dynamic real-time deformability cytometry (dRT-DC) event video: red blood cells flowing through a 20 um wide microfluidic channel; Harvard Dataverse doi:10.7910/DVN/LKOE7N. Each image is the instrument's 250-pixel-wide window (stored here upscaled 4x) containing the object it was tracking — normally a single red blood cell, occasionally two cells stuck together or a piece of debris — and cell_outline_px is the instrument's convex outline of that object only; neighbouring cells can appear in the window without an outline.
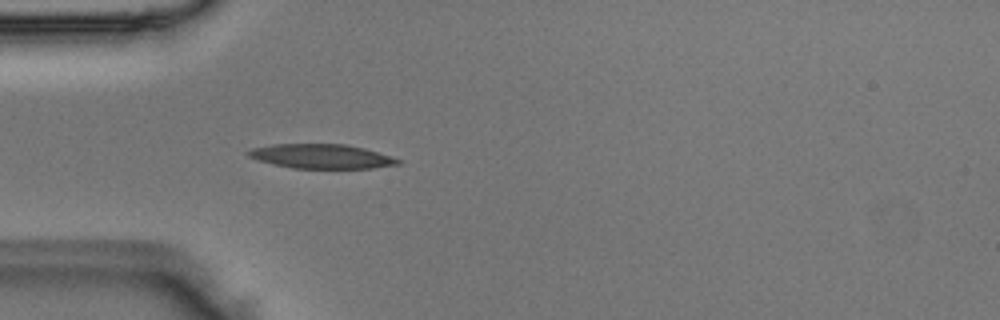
{"species": "Egyptian fruit bat (a non-hibernating species)", "species_latin": "Rousettus aegyptiacus", "temperature_condition": "room temperature", "stored_images_in_passage": 4, "camera_frame_rate_fps": 3000, "um_per_image_px": 0.085, "animal": {"sex": "male"}, "frame": {"image": 1, "passage_image": 4, "time_ms": 1.0, "image_size_px": [1000, 320], "cell_outline_px": [[400, 164], [372, 168], [292, 168], [272, 164], [248, 156], [244, 152], [252, 148], [272, 144], [348, 144], [364, 148], [400, 160]], "centroid_in_image_um": [27.27, 13.28], "position_along_channel_um": 57.7, "area_um2": 21.1}}